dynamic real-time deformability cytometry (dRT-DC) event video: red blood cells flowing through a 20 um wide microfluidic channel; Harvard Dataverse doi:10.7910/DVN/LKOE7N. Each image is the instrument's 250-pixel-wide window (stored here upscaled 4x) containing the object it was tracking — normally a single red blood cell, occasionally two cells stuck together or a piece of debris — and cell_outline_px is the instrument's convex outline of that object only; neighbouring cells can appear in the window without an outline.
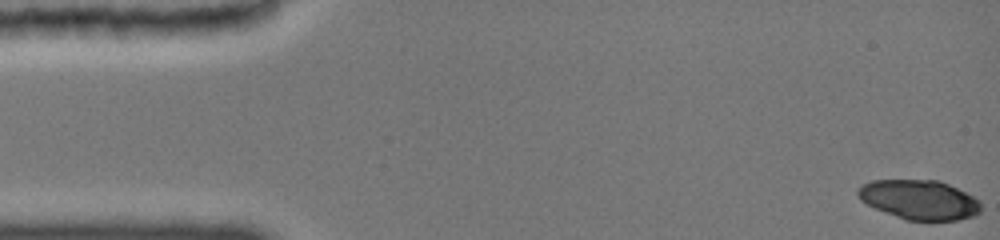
{"species": "common noctule bat (a hibernating species)", "species_latin": "Nyctalus noctula", "temperature_condition": "cold", "stored_images_in_passage": 18, "camera_frame_rate_fps": 3000, "um_per_image_px": 0.085, "animal": {"sex": "female", "body_mass_g": 19.0, "forearm_length_mm": 51.5}, "frame": {"image": 1, "passage_image": 1, "time_ms": 0.0, "image_size_px": [1000, 240], "cell_outline_px": [[980, 212], [972, 216], [960, 220], [904, 220], [876, 208], [860, 200], [856, 196], [856, 188], [872, 180], [940, 180], [980, 200]], "centroid_in_image_um": [78.11, 16.97], "position_along_channel_um": 6.9, "area_um2": 28.26}}